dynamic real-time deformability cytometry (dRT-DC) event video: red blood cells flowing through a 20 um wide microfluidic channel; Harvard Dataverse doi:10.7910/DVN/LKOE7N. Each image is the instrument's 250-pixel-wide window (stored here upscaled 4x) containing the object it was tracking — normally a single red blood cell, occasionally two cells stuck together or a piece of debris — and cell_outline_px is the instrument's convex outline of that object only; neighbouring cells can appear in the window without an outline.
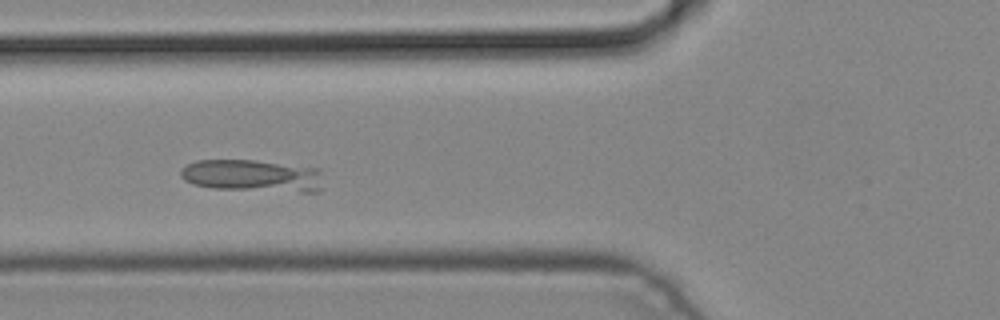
{"species": "common noctule bat (a hibernating species)", "species_latin": "Nyctalus noctula", "temperature_condition": "cold", "stored_images_in_passage": 8, "camera_frame_rate_fps": 3000, "um_per_image_px": 0.085, "animal": {"sex": "male", "body_mass_g": 19.2, "forearm_length_mm": 51.8}, "frame": {"image": 1, "passage_image": 6, "time_ms": 1.667, "image_size_px": [1000, 320], "cell_outline_px": [[320, 192], [300, 192], [212, 188], [192, 184], [184, 180], [180, 176], [180, 172], [188, 164], [196, 160], [256, 160], [320, 168]], "centroid_in_image_um": [21.46, 14.93], "position_along_channel_um": 104.3, "area_um2": 26.82}}